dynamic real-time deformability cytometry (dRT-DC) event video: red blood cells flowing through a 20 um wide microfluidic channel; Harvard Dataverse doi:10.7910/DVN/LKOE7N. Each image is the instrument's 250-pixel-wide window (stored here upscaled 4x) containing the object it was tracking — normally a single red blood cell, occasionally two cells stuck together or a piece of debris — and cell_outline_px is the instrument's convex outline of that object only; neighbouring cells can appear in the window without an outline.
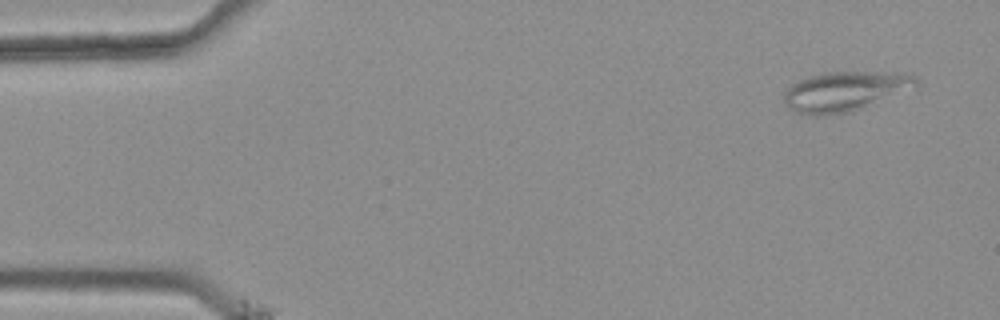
{"species": "common noctule bat (a hibernating species)", "species_latin": "Nyctalus noctula", "temperature_condition": "warm", "stored_images_in_passage": 2, "camera_frame_rate_fps": 3000, "um_per_image_px": 0.085, "animal": {"sex": "female", "body_mass_g": 25.1}, "frame": {"image": 1, "passage_image": 1, "time_ms": 0.0, "image_size_px": [1000, 320], "cell_outline_px": [[920, 88], [852, 112], [816, 116], [812, 116], [796, 112], [784, 104], [784, 92], [792, 84], [808, 76], [824, 72], [912, 72], [920, 80]], "centroid_in_image_um": [71.96, 7.75], "position_along_channel_um": 13.0, "area_um2": 31.62}}